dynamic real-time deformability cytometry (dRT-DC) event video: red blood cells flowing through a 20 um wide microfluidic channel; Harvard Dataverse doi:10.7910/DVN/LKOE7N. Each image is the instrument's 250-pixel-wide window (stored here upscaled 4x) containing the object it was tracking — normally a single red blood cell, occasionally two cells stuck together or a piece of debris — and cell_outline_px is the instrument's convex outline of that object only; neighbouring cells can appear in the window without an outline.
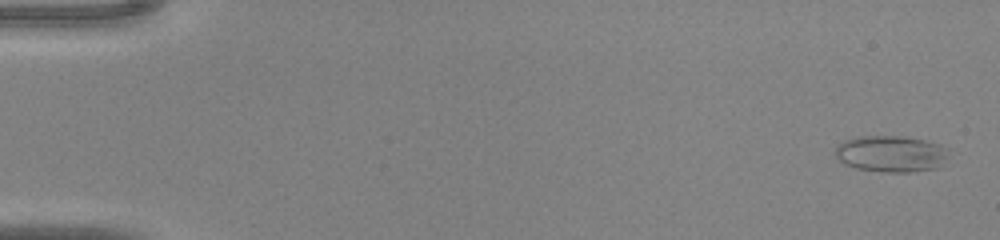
{"species": "common noctule bat (a hibernating species)", "species_latin": "Nyctalus noctula", "temperature_condition": "warm", "stored_images_in_passage": 44, "camera_frame_rate_fps": 3000, "um_per_image_px": 0.085, "animal": {"sex": "male", "body_mass_g": 20.0, "forearm_length_mm": 53.3}, "frame": {"image": 1, "passage_image": 1, "time_ms": 0.0, "image_size_px": [1000, 240], "cell_outline_px": [[948, 156], [940, 168], [908, 172], [884, 172], [856, 168], [844, 164], [836, 156], [836, 144], [844, 140], [860, 136], [908, 136], [940, 144], [948, 148]], "centroid_in_image_um": [75.77, 13.07], "position_along_channel_um": 9.2, "area_um2": 24.39}}
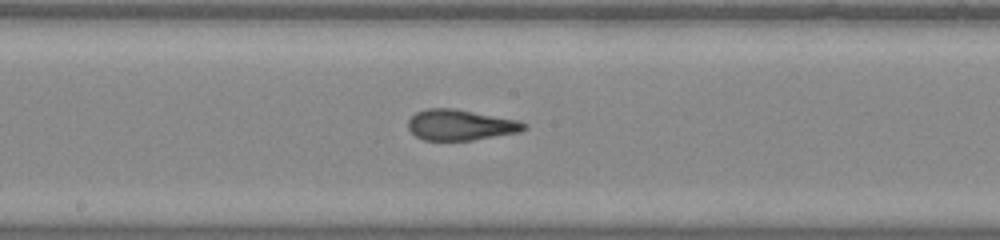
{"frame": {"image": 2, "passage_image": 24, "time_ms": 7.667, "image_size_px": [1000, 240], "cell_outline_px": [[528, 128], [520, 132], [472, 140], [424, 140], [416, 136], [408, 128], [408, 120], [416, 112], [428, 108], [452, 108], [516, 120], [528, 124]], "centroid_in_image_um": [39.14, 10.62], "position_along_channel_um": 209.1, "area_um2": 20.58}}
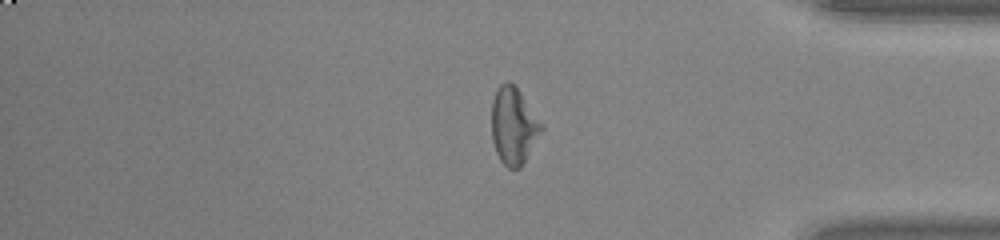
{"frame": {"image": 3, "passage_image": 37, "time_ms": 12.0, "image_size_px": [1000, 240], "cell_outline_px": [[544, 128], [520, 168], [508, 168], [500, 160], [496, 152], [492, 140], [492, 100], [500, 84], [508, 80], [516, 84], [544, 124]], "centroid_in_image_um": [43.67, 10.64], "position_along_channel_um": 391.5, "area_um2": 22.6}}